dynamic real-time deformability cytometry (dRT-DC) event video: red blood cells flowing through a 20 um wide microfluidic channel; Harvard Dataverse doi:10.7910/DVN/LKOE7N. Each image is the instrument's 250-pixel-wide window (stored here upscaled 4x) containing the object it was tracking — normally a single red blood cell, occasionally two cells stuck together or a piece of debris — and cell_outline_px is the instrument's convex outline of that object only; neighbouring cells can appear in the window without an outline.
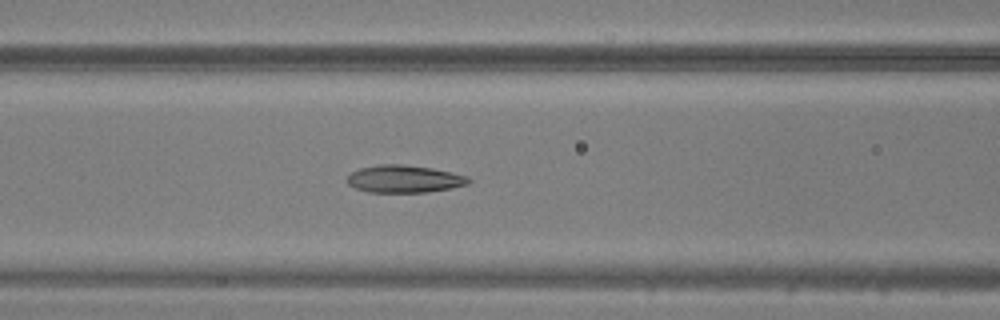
{"species": "common noctule bat (a hibernating species)", "species_latin": "Nyctalus noctula", "temperature_condition": "warm", "stored_images_in_passage": 22, "camera_frame_rate_fps": 3000, "um_per_image_px": 0.085, "animal": {"sex": "male", "body_mass_g": 20.5, "forearm_length_mm": 52.5}, "frame": {"image": 1, "passage_image": 21, "time_ms": 6.667, "image_size_px": [1000, 320], "cell_outline_px": [[472, 180], [468, 184], [452, 188], [428, 192], [368, 192], [356, 188], [348, 184], [348, 176], [352, 172], [360, 168], [380, 164], [400, 164], [432, 168], [452, 172], [468, 176]], "centroid_in_image_um": [34.4, 15.21], "position_along_channel_um": 132.2, "area_um2": 19.42}}